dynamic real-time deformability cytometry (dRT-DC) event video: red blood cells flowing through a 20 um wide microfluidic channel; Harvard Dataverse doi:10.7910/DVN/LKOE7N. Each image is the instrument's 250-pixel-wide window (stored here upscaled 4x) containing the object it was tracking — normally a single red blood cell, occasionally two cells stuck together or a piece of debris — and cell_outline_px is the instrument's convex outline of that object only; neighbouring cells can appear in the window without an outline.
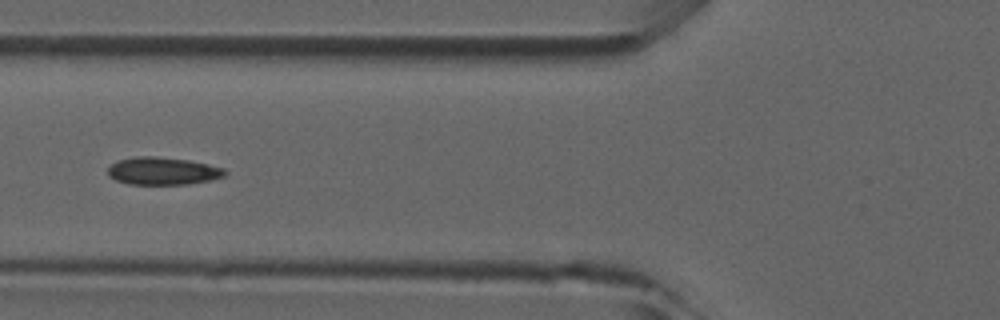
{"species": "common noctule bat (a hibernating species)", "species_latin": "Nyctalus noctula", "temperature_condition": "room temperature", "stored_images_in_passage": 36, "camera_frame_rate_fps": 3000, "um_per_image_px": 0.085, "animal": {"sex": "male", "forearm_length_mm": 52.5}, "frame": {"image": 1, "passage_image": 6, "time_ms": 1.667, "image_size_px": [1000, 320], "cell_outline_px": [[228, 172], [224, 176], [208, 180], [188, 184], [128, 184], [116, 180], [108, 176], [108, 168], [116, 160], [136, 156], [156, 156], [188, 160], [208, 164], [224, 168]], "centroid_in_image_um": [13.81, 14.53], "position_along_channel_um": 112.0, "area_um2": 18.84}}